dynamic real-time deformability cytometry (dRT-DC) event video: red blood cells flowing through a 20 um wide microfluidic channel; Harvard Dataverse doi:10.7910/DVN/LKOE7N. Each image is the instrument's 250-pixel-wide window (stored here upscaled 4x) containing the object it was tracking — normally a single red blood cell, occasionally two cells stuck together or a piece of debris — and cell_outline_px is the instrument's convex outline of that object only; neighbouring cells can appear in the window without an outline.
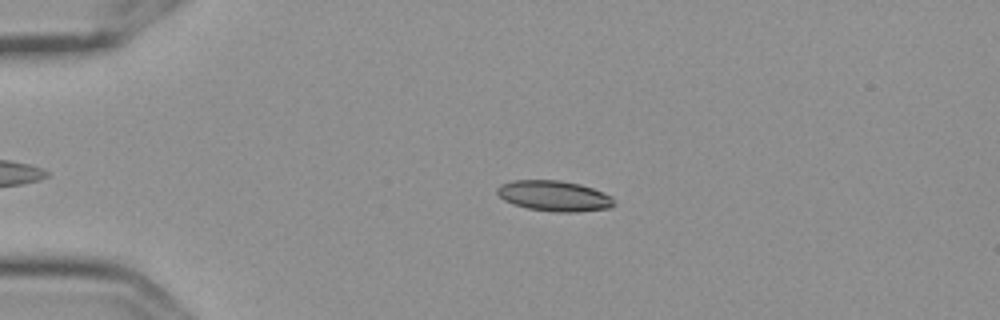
{"species": "Egyptian fruit bat (a non-hibernating species)", "species_latin": "Rousettus aegyptiacus", "temperature_condition": "cold", "stored_images_in_passage": 51, "camera_frame_rate_fps": 3000, "um_per_image_px": 0.085, "frame": {"image": 1, "passage_image": 13, "time_ms": 4.0, "image_size_px": [1000, 320], "cell_outline_px": [[612, 204], [604, 208], [532, 208], [516, 204], [500, 196], [500, 188], [504, 184], [520, 180], [552, 180], [576, 184], [592, 188], [608, 196], [612, 200]], "centroid_in_image_um": [47.04, 16.57], "position_along_channel_um": 38.0, "area_um2": 18.03}}
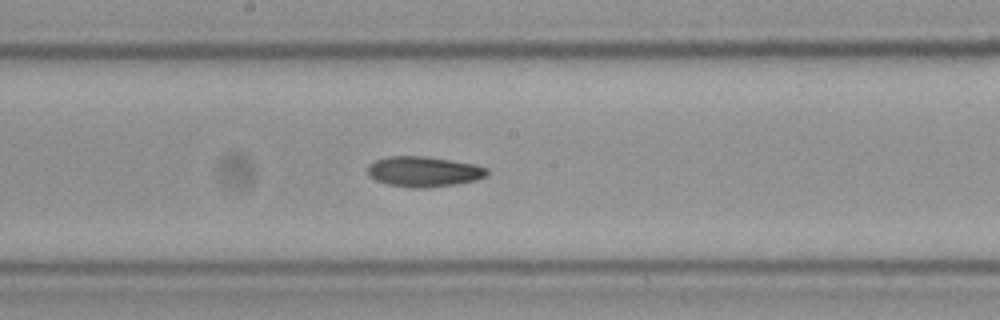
{"frame": {"image": 2, "passage_image": 31, "time_ms": 10.0, "image_size_px": [1000, 320], "cell_outline_px": [[488, 172], [484, 176], [472, 180], [448, 184], [392, 184], [380, 180], [372, 176], [368, 172], [368, 168], [372, 164], [380, 160], [396, 156], [412, 156], [444, 160], [468, 164], [484, 168]], "centroid_in_image_um": [36.01, 14.54], "position_along_channel_um": 212.2, "area_um2": 18.38}}
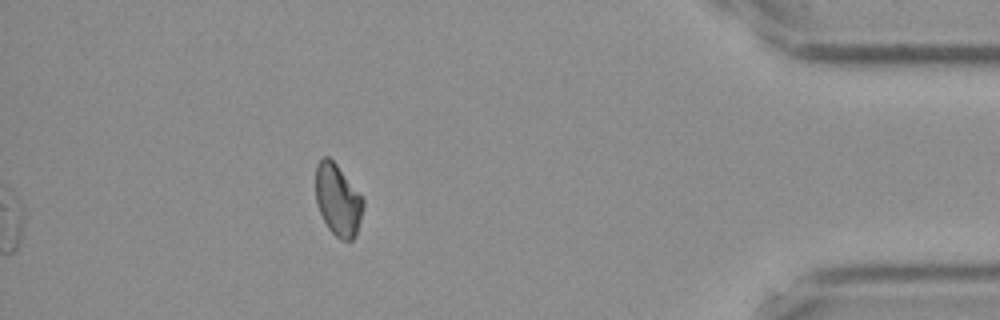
{"frame": {"image": 3, "passage_image": 51, "time_ms": 16.667, "image_size_px": [1000, 320], "cell_outline_px": [[364, 204], [356, 232], [352, 240], [344, 240], [336, 236], [328, 228], [320, 212], [316, 200], [316, 168], [320, 160], [324, 156], [328, 156], [336, 164], [364, 200]], "centroid_in_image_um": [28.7, 16.99], "position_along_channel_um": 406.5, "area_um2": 19.25}}